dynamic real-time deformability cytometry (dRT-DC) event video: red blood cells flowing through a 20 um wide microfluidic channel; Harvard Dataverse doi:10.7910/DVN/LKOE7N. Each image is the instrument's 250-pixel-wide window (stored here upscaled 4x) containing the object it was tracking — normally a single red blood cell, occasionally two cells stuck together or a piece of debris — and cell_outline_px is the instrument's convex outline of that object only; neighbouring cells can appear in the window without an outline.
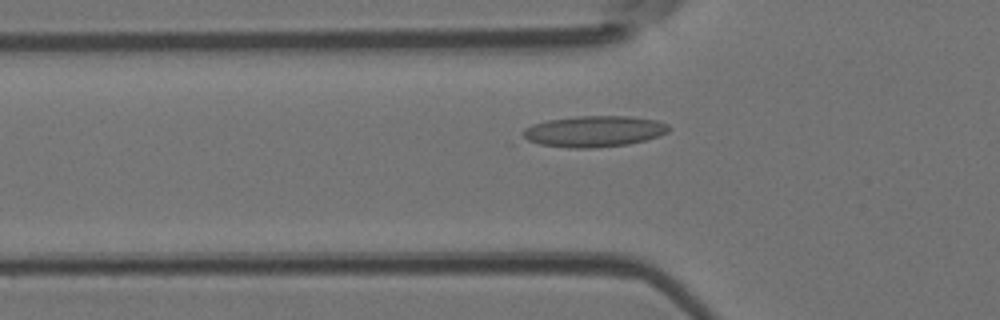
{"species": "Egyptian fruit bat (a non-hibernating species)", "species_latin": "Rousettus aegyptiacus", "temperature_condition": "room temperature", "stored_images_in_passage": 32, "camera_frame_rate_fps": 3000, "um_per_image_px": 0.085, "animal": {"sex": "female"}, "frame": {"image": 1, "passage_image": 3, "time_ms": 0.667, "image_size_px": [1000, 320], "cell_outline_px": [[668, 132], [660, 136], [628, 144], [596, 148], [572, 148], [540, 144], [528, 140], [524, 136], [524, 128], [532, 124], [548, 120], [576, 116], [632, 116], [656, 120], [668, 124]], "centroid_in_image_um": [50.52, 11.16], "position_along_channel_um": 75.3, "area_um2": 26.36}}
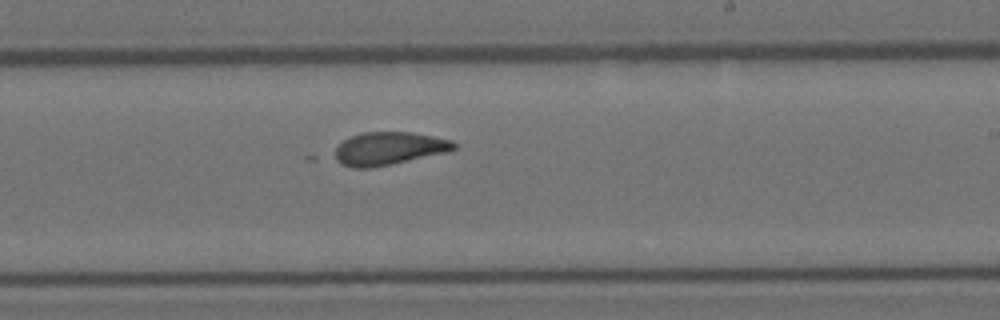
{"frame": {"image": 2, "passage_image": 16, "time_ms": 5.0, "image_size_px": [1000, 320], "cell_outline_px": [[456, 148], [448, 152], [372, 168], [352, 168], [340, 164], [328, 156], [344, 140], [352, 136], [364, 132], [412, 132], [452, 140], [456, 144]], "centroid_in_image_um": [32.98, 12.64], "position_along_channel_um": 256.0, "area_um2": 23.18}}
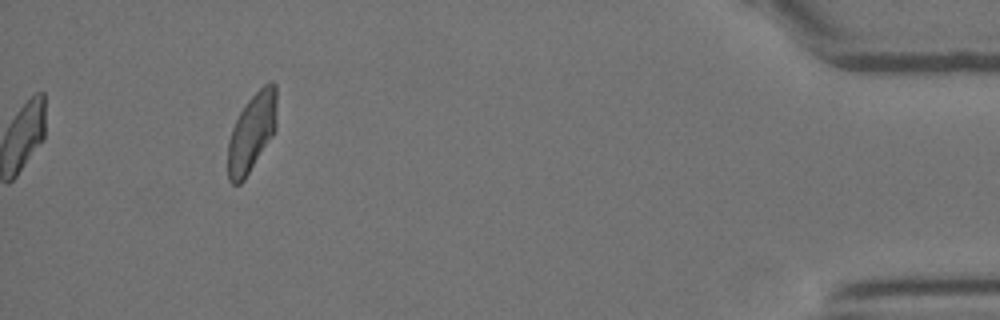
{"frame": {"image": 3, "passage_image": 32, "time_ms": 10.333, "image_size_px": [1000, 320], "cell_outline_px": [[276, 132], [244, 180], [240, 184], [232, 184], [228, 180], [228, 140], [232, 128], [240, 112], [248, 100], [264, 84], [272, 80], [276, 84]], "centroid_in_image_um": [21.42, 11.27], "position_along_channel_um": 413.8, "area_um2": 22.54}, "authors_computed_cell_mechanics": {"area_um2": 23.12, "velocity_mm_per_s": 4.1584, "shape_relaxation_time_tau1_ms": null, "shape_relaxation_time_tau2_ms": 1.591, "deformation_change_tau1": null, "deformation_change_tau2": 0.0807}}